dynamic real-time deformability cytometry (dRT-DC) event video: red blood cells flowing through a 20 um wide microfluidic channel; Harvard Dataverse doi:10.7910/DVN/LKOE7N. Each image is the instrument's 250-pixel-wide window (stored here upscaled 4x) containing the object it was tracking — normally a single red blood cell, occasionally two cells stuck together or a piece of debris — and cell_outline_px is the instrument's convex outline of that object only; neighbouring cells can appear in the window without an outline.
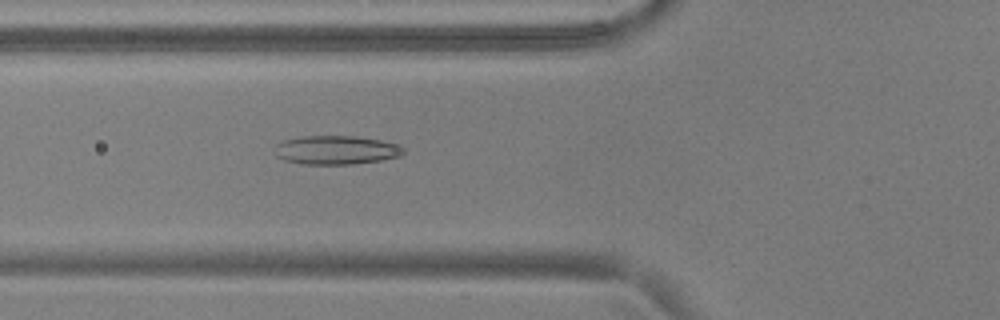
{"species": "common noctule bat (a hibernating species)", "species_latin": "Nyctalus noctula", "temperature_condition": "warm", "stored_images_in_passage": 53, "camera_frame_rate_fps": 3000, "um_per_image_px": 0.085, "animal": {"sex": "male", "body_mass_g": 17.9, "forearm_length_mm": 54.2}, "frame": {"image": 1, "passage_image": 20, "time_ms": 6.333, "image_size_px": [1000, 320], "cell_outline_px": [[404, 152], [400, 156], [380, 160], [352, 164], [300, 164], [284, 160], [276, 156], [276, 144], [280, 140], [304, 136], [356, 136], [380, 140], [396, 144], [404, 148]], "centroid_in_image_um": [28.53, 12.75], "position_along_channel_um": 97.3, "area_um2": 21.62}}
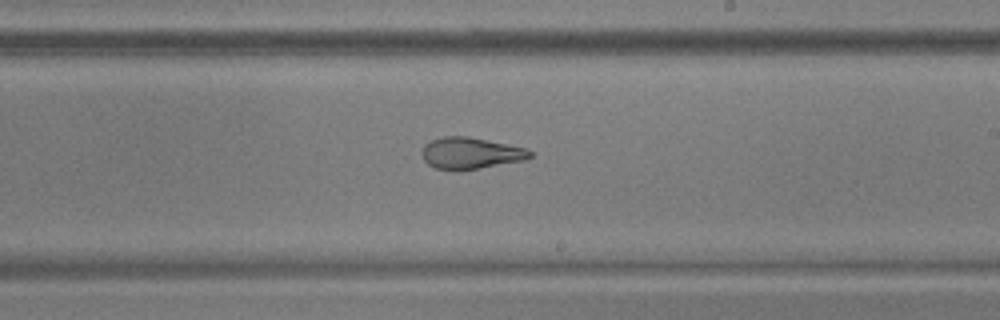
{"frame": {"image": 2, "passage_image": 32, "time_ms": 10.333, "image_size_px": [1000, 320], "cell_outline_px": [[532, 156], [524, 160], [460, 172], [436, 168], [428, 164], [424, 160], [424, 144], [432, 140], [444, 136], [468, 136], [524, 148], [532, 152]], "centroid_in_image_um": [39.99, 13.04], "position_along_channel_um": 249.0, "area_um2": 19.77}}
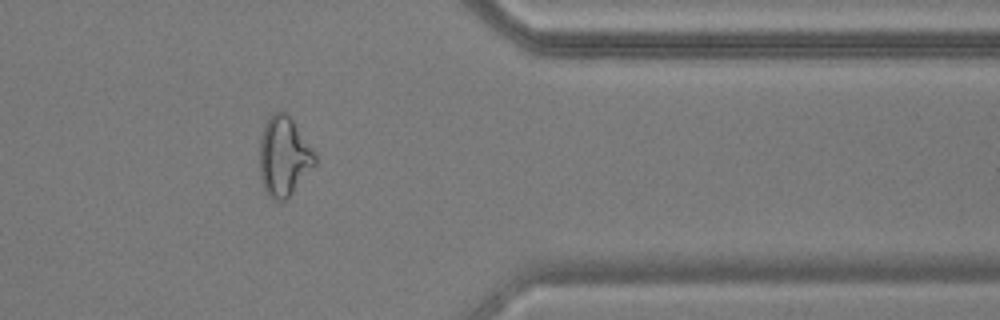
{"frame": {"image": 3, "passage_image": 44, "time_ms": 14.333, "image_size_px": [1000, 320], "cell_outline_px": [[316, 164], [288, 196], [284, 200], [272, 200], [268, 196], [264, 188], [260, 176], [260, 140], [264, 124], [268, 116], [272, 112], [280, 108], [292, 120], [316, 156]], "centroid_in_image_um": [24.09, 13.27], "position_along_channel_um": 387.3, "area_um2": 25.26}, "authors_computed_cell_mechanics": {"area_um2": 23.0622, "velocity_mm_per_s": 3.7855, "shape_relaxation_time_tau1_ms": null, "shape_relaxation_time_tau2_ms": 1.8878, "deformation_change_tau1": null, "deformation_change_tau2": 0.091}}